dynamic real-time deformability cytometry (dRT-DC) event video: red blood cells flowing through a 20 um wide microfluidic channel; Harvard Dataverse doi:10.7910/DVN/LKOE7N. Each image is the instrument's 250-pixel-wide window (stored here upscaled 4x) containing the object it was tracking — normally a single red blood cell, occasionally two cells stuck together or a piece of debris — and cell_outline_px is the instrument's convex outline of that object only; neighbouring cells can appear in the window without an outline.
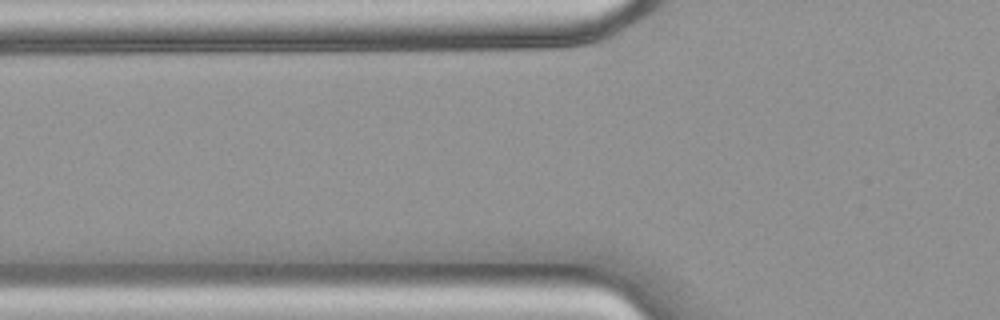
{"species": "common noctule bat (a hibernating species)", "species_latin": "Nyctalus noctula", "temperature_condition": "warm", "stored_images_in_passage": 5, "camera_frame_rate_fps": 3000, "um_per_image_px": 0.085, "animal": {"sex": "female", "body_mass_g": 18.4}, "frame": {"image": 1, "passage_image": 3, "time_ms": 0.667, "image_size_px": [1000, 320], "cell_outline_px": [[584, 268], [556, 288], [512, 288], [372, 284], [380, 280], [408, 268]], "centroid_in_image_um": [41.03, 23.58], "position_along_channel_um": 84.8, "area_um2": 24.57}}